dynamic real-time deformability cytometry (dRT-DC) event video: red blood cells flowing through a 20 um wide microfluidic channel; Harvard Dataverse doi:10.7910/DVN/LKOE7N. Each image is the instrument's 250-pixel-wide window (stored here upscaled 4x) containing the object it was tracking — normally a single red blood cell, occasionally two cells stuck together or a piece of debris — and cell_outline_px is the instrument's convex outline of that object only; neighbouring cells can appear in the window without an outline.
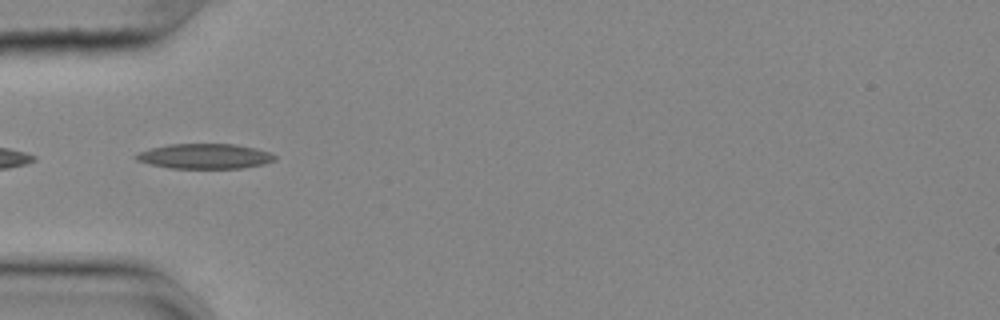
{"species": "common noctule bat (a hibernating species)", "species_latin": "Nyctalus noctula", "temperature_condition": "cold", "stored_images_in_passage": 40, "camera_frame_rate_fps": 3000, "um_per_image_px": 0.085, "animal": {"sex": "female", "body_mass_g": 25.1}, "frame": {"image": 1, "passage_image": 5, "time_ms": 1.333, "image_size_px": [1000, 320], "cell_outline_px": [[276, 160], [264, 164], [240, 168], [168, 168], [136, 160], [136, 156], [140, 152], [152, 148], [168, 144], [236, 144], [256, 148], [268, 152], [276, 156]], "centroid_in_image_um": [17.45, 13.28], "position_along_channel_um": 67.5, "area_um2": 20.06}}
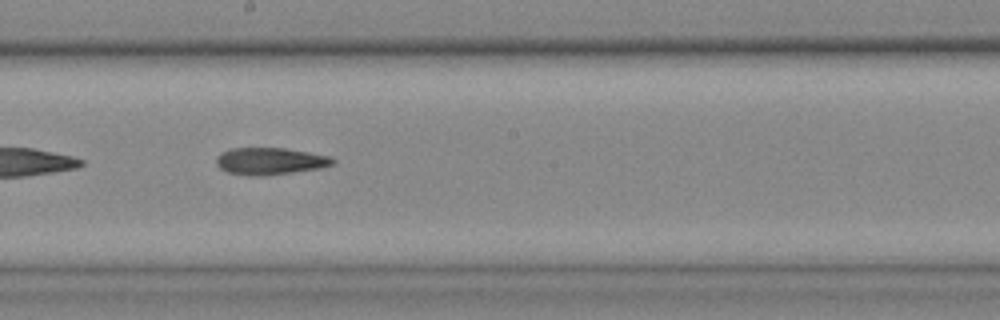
{"frame": {"image": 2, "passage_image": 18, "time_ms": 5.667, "image_size_px": [1000, 320], "cell_outline_px": [[336, 164], [320, 168], [264, 176], [248, 176], [228, 172], [220, 168], [216, 164], [216, 160], [220, 152], [232, 148], [284, 148], [332, 156], [336, 160]], "centroid_in_image_um": [22.98, 13.7], "position_along_channel_um": 225.2, "area_um2": 18.5}}
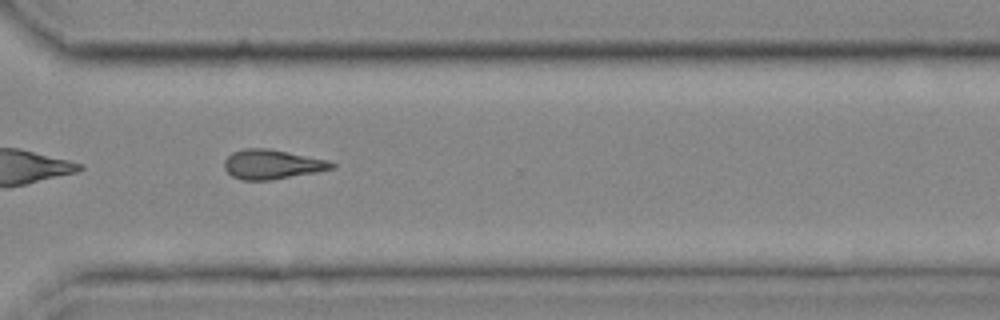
{"frame": {"image": 3, "passage_image": 28, "time_ms": 9.0, "image_size_px": [1000, 320], "cell_outline_px": [[336, 168], [316, 172], [272, 180], [240, 180], [232, 176], [224, 168], [224, 160], [232, 152], [244, 148], [268, 148], [328, 160], [336, 164]], "centroid_in_image_um": [23.12, 13.97], "position_along_channel_um": 347.5, "area_um2": 18.55}}